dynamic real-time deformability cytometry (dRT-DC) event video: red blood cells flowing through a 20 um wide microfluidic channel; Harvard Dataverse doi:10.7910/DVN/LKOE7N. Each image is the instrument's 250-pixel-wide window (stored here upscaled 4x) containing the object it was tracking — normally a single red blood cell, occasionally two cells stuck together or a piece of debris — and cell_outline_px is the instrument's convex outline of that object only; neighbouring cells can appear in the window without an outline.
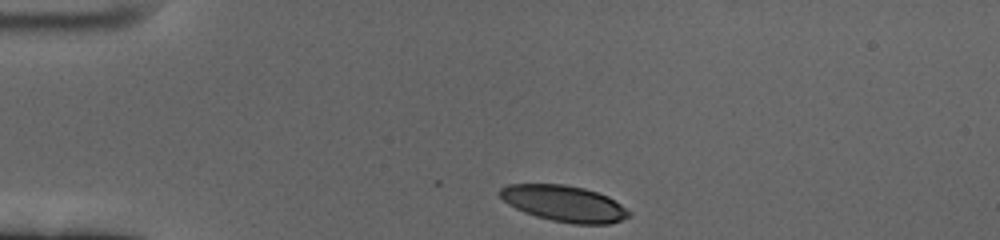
{"species": "human", "species_latin": "Homo sapiens", "temperature_condition": "cold", "stored_images_in_passage": 39, "camera_frame_rate_fps": 3000, "um_per_image_px": 0.085, "donor": {"sex": "female"}, "frame": {"image": 1, "passage_image": 1, "time_ms": 0.0, "image_size_px": [1000, 240], "cell_outline_px": [[632, 216], [608, 224], [572, 224], [552, 220], [536, 216], [524, 212], [508, 204], [500, 196], [500, 188], [508, 184], [564, 184], [584, 188], [608, 196], [632, 212]], "centroid_in_image_um": [47.97, 17.3], "position_along_channel_um": 37.0, "area_um2": 27.11}}
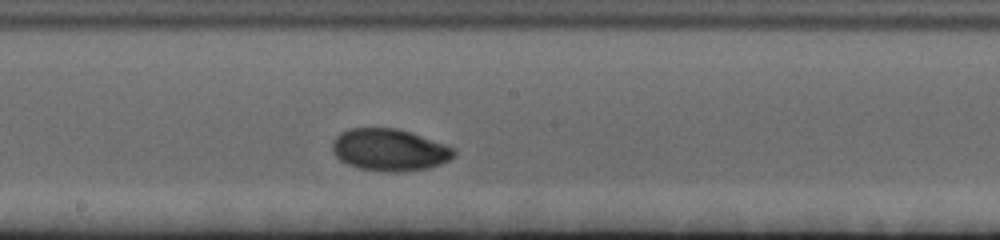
{"frame": {"image": 2, "passage_image": 21, "time_ms": 6.667, "image_size_px": [1000, 240], "cell_outline_px": [[456, 152], [448, 160], [440, 164], [428, 168], [400, 172], [392, 172], [356, 168], [340, 160], [332, 152], [332, 140], [340, 132], [348, 128], [396, 128], [444, 144], [452, 148]], "centroid_in_image_um": [33.03, 12.74], "position_along_channel_um": 215.2, "area_um2": 29.59}}
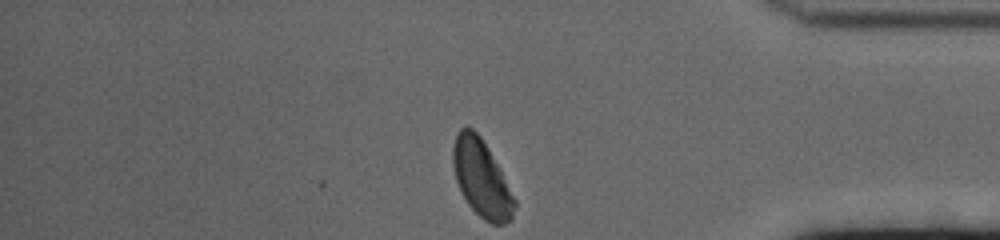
{"frame": {"image": 3, "passage_image": 39, "time_ms": 12.667, "image_size_px": [1000, 240], "cell_outline_px": [[516, 204], [512, 220], [504, 224], [492, 224], [484, 220], [468, 204], [456, 180], [452, 164], [452, 148], [456, 132], [460, 128], [472, 128], [480, 136], [488, 148], [500, 168], [516, 200]], "centroid_in_image_um": [40.93, 15.17], "position_along_channel_um": 394.3, "area_um2": 27.63}, "authors_computed_cell_mechanics": {"area_um2": 28.4376, "velocity_mm_per_s": 3.3469, "shape_relaxation_time_tau1_ms": 3.0985, "shape_relaxation_time_tau2_ms": 5.2811, "deformation_change_tau1": 0.1204, "deformation_change_tau2": 0.0689}}